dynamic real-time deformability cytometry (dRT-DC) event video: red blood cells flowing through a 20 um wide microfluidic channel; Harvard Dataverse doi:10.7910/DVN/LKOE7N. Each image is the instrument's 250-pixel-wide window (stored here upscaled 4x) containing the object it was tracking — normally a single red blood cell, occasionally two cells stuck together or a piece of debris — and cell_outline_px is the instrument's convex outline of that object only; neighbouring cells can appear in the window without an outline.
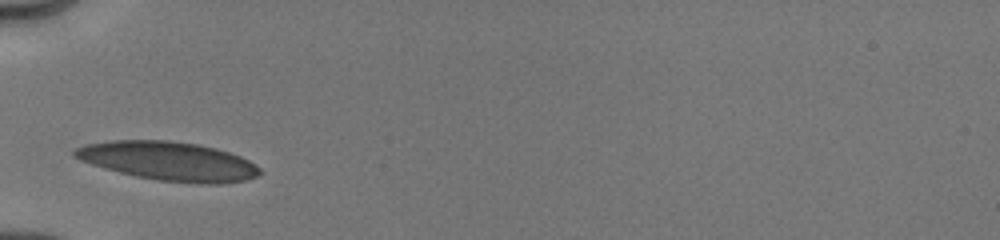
{"species": "human", "species_latin": "Homo sapiens", "temperature_condition": "cold", "stored_images_in_passage": 12, "camera_frame_rate_fps": 3000, "um_per_image_px": 0.085, "donor": {"sex": "male"}, "frame": {"image": 1, "passage_image": 1, "time_ms": 0.0, "image_size_px": [1000, 240], "cell_outline_px": [[264, 172], [256, 176], [244, 180], [220, 184], [196, 184], [160, 180], [136, 176], [104, 168], [80, 160], [72, 156], [72, 152], [76, 148], [84, 144], [112, 140], [168, 140], [196, 144], [216, 148], [240, 156], [248, 160], [260, 168]], "centroid_in_image_um": [14.32, 13.69], "position_along_channel_um": 70.7, "area_um2": 41.91}}
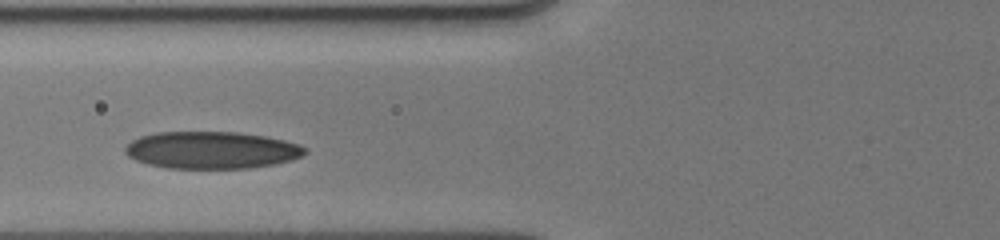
{"frame": {"image": 2, "passage_image": 5, "time_ms": 1.0, "image_size_px": [1000, 240], "cell_outline_px": [[308, 152], [292, 160], [276, 164], [248, 168], [168, 168], [148, 164], [136, 160], [128, 156], [124, 152], [124, 148], [132, 140], [140, 136], [156, 132], [240, 132], [264, 136], [284, 140], [300, 144], [308, 148]], "centroid_in_image_um": [18.0, 12.75], "position_along_channel_um": 107.8, "area_um2": 39.13}}
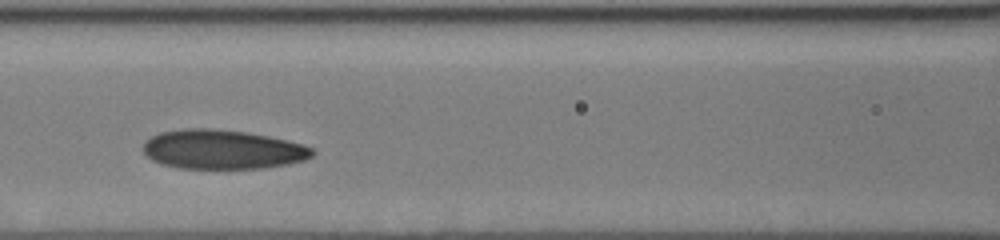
{"frame": {"image": 3, "passage_image": 9, "time_ms": 2.0, "image_size_px": [1000, 240], "cell_outline_px": [[316, 152], [312, 156], [304, 160], [288, 164], [264, 168], [180, 168], [160, 164], [152, 160], [140, 148], [152, 136], [160, 132], [184, 128], [208, 128], [244, 132], [268, 136], [300, 144], [312, 148]], "centroid_in_image_um": [18.88, 12.71], "position_along_channel_um": 147.7, "area_um2": 38.55}}